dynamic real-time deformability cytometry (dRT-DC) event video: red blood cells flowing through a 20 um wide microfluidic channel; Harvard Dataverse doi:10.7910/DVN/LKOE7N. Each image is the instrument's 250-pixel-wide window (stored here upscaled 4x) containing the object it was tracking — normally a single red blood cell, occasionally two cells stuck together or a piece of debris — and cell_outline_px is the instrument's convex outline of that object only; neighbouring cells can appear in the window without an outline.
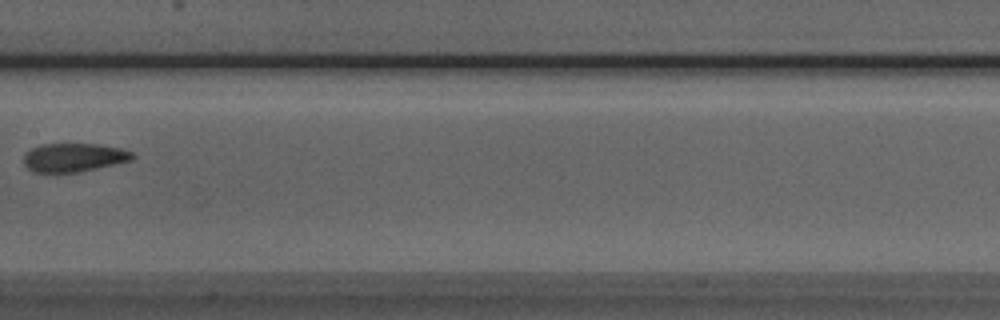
{"species": "Egyptian fruit bat (a non-hibernating species)", "species_latin": "Rousettus aegyptiacus", "temperature_condition": "room temperature", "stored_images_in_passage": 8, "camera_frame_rate_fps": 3000, "um_per_image_px": 0.085, "animal": {"sex": "male"}, "frame": {"image": 1, "passage_image": 8, "time_ms": 8.667, "image_size_px": [1000, 320], "cell_outline_px": [[136, 156], [132, 160], [80, 172], [56, 176], [32, 172], [24, 164], [24, 152], [40, 144], [96, 144], [120, 148], [132, 152]], "centroid_in_image_um": [6.2, 13.43], "position_along_channel_um": 201.2, "area_um2": 18.84}}